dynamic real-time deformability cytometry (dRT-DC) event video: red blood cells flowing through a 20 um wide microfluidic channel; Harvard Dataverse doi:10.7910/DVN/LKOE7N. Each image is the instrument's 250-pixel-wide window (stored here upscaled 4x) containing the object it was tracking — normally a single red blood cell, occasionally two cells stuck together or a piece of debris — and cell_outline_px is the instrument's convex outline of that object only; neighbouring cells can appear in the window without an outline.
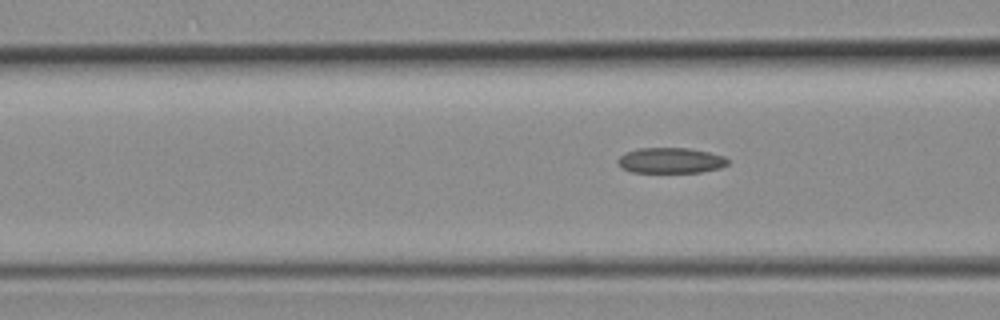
{"species": "common noctule bat (a hibernating species)", "species_latin": "Nyctalus noctula", "temperature_condition": "room temperature", "stored_images_in_passage": 5, "camera_frame_rate_fps": 3000, "um_per_image_px": 0.085, "animal": {"sex": "female", "body_mass_g": 19.3, "forearm_length_mm": 54.1}, "frame": {"image": 1, "passage_image": 5, "time_ms": 1.333, "image_size_px": [1000, 320], "cell_outline_px": [[728, 164], [720, 168], [700, 172], [632, 172], [620, 168], [616, 160], [624, 152], [640, 148], [688, 148], [708, 152], [724, 156], [728, 160]], "centroid_in_image_um": [56.96, 13.64], "position_along_channel_um": 109.6, "area_um2": 16.42}}